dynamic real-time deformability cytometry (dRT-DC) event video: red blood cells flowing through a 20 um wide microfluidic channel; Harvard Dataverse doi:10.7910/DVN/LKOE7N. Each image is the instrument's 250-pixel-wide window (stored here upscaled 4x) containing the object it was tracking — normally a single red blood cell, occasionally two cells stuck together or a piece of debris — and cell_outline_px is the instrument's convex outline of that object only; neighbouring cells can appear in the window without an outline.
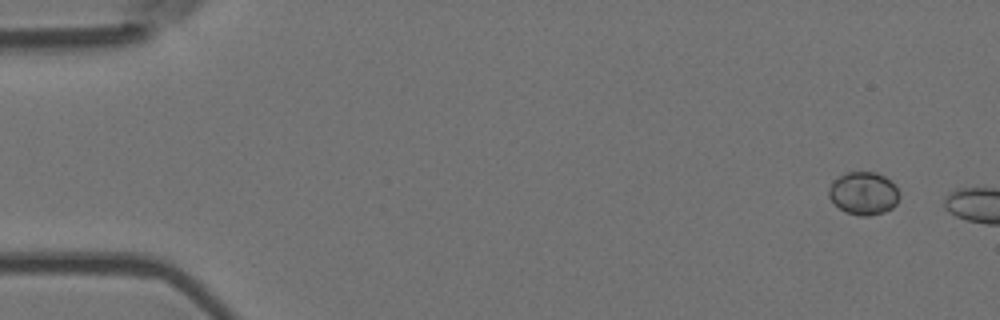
{"species": "Egyptian fruit bat (a non-hibernating species)", "species_latin": "Rousettus aegyptiacus", "temperature_condition": "room temperature", "stored_images_in_passage": 6, "camera_frame_rate_fps": 3000, "um_per_image_px": 0.085, "animal": {"sex": "female"}, "frame": {"image": 1, "passage_image": 1, "time_ms": 0.0, "image_size_px": [1000, 320], "cell_outline_px": [[900, 196], [896, 204], [892, 208], [884, 212], [872, 216], [860, 216], [844, 212], [828, 196], [828, 188], [832, 180], [844, 172], [876, 172], [884, 176], [896, 188]], "centroid_in_image_um": [73.37, 16.43], "position_along_channel_um": 11.6, "area_um2": 17.74}}
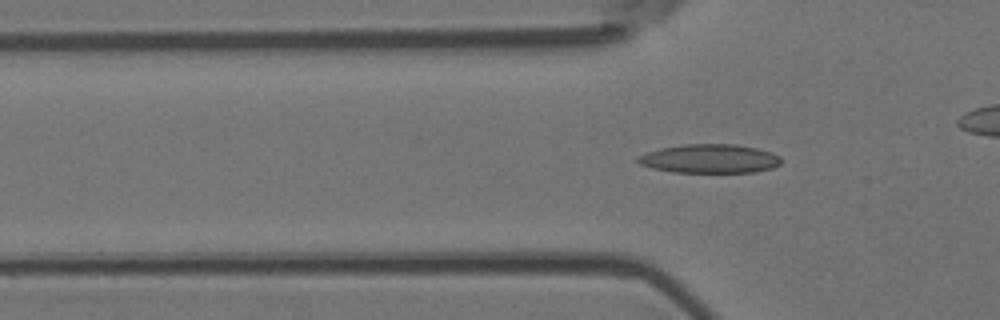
{"frame": {"image": 2, "passage_image": 6, "time_ms": 1.667, "image_size_px": [1000, 320], "cell_outline_px": [[780, 164], [772, 168], [756, 172], [672, 172], [652, 168], [640, 164], [636, 160], [636, 156], [660, 148], [684, 144], [736, 144], [756, 148], [772, 152], [780, 156]], "centroid_in_image_um": [60.32, 13.48], "position_along_channel_um": 65.5, "area_um2": 24.16}}